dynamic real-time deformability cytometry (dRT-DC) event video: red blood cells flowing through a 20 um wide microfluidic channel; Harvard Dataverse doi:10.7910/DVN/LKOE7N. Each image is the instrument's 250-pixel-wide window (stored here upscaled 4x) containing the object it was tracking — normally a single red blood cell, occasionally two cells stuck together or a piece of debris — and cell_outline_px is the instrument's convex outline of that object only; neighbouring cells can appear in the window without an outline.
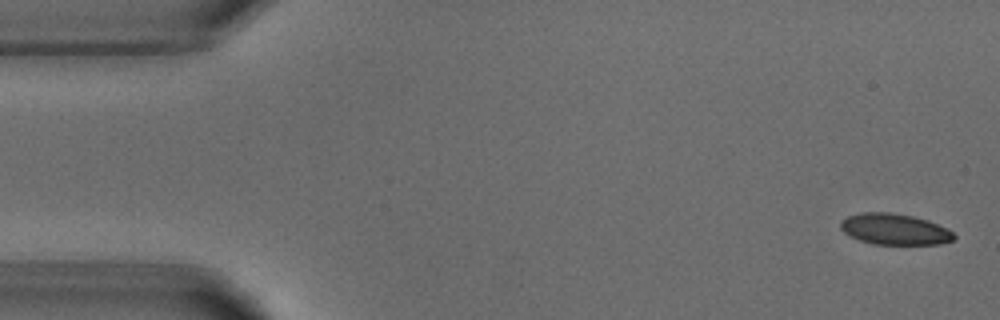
{"species": "common noctule bat (a hibernating species)", "species_latin": "Nyctalus noctula", "temperature_condition": "warm", "stored_images_in_passage": 2, "camera_frame_rate_fps": 3000, "um_per_image_px": 0.085, "animal": {"sex": "male", "body_mass_g": 18.8}, "frame": {"image": 1, "passage_image": 1, "time_ms": 0.0, "image_size_px": [1000, 320], "cell_outline_px": [[956, 236], [952, 240], [940, 244], [872, 244], [860, 240], [844, 232], [840, 228], [840, 220], [848, 216], [860, 212], [892, 212], [912, 216], [928, 220], [948, 228]], "centroid_in_image_um": [76.04, 19.47], "position_along_channel_um": 9.0, "area_um2": 20.58}}